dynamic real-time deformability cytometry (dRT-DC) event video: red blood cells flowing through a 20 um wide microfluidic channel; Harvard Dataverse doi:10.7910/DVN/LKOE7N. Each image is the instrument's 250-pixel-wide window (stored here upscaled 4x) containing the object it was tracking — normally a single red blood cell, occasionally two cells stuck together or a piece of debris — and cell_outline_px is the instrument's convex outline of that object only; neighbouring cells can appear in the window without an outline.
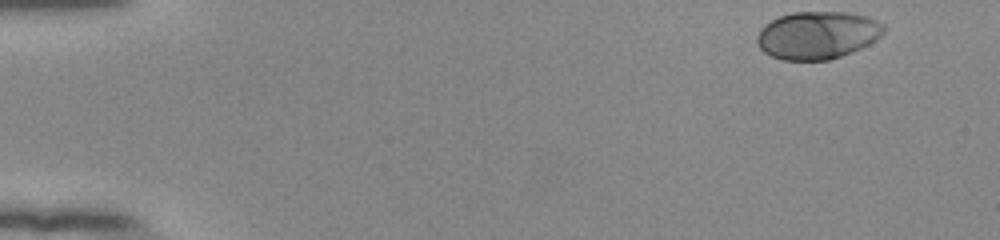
{"species": "human", "species_latin": "Homo sapiens", "temperature_condition": "room temperature", "stored_images_in_passage": 50, "camera_frame_rate_fps": 3000, "um_per_image_px": 0.085, "donor": {"sex": "female"}, "frame": {"image": 1, "passage_image": 1, "time_ms": 0.0, "image_size_px": [1000, 240], "cell_outline_px": [[888, 28], [876, 40], [860, 48], [840, 56], [828, 60], [780, 60], [764, 52], [760, 48], [756, 40], [756, 36], [760, 28], [764, 24], [780, 16], [792, 12], [848, 12], [868, 16], [884, 24]], "centroid_in_image_um": [69.48, 2.98], "position_along_channel_um": 15.5, "area_um2": 35.43}}
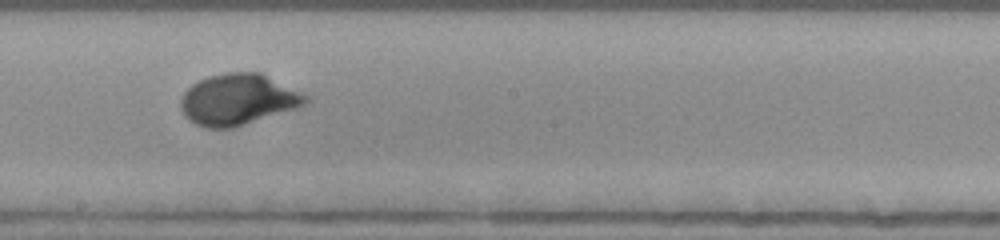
{"frame": {"image": 2, "passage_image": 28, "time_ms": 9.0, "image_size_px": [1000, 240], "cell_outline_px": [[312, 100], [308, 104], [296, 108], [232, 128], [204, 128], [188, 120], [184, 116], [180, 108], [180, 100], [184, 92], [192, 84], [208, 76], [224, 72], [260, 72], [308, 96]], "centroid_in_image_um": [20.21, 8.46], "position_along_channel_um": 228.0, "area_um2": 37.22}}
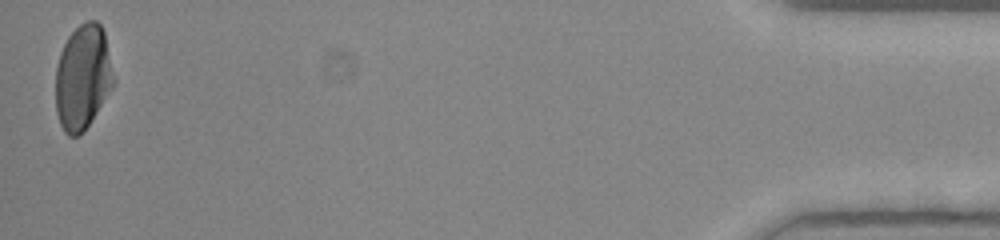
{"frame": {"image": 3, "passage_image": 50, "time_ms": 16.333, "image_size_px": [1000, 240], "cell_outline_px": [[116, 80], [112, 88], [88, 124], [76, 136], [68, 136], [64, 132], [60, 124], [56, 112], [56, 68], [60, 52], [68, 36], [84, 20], [96, 20], [100, 24], [104, 32]], "centroid_in_image_um": [7.04, 6.53], "position_along_channel_um": 428.2, "area_um2": 35.37}, "authors_computed_cell_mechanics": {"area_um2": 35.2291, "velocity_mm_per_s": 3.8693, "shape_relaxation_time_tau1_ms": 3.0288, "shape_relaxation_time_tau2_ms": null, "deformation_change_tau1": 0.168, "deformation_change_tau2": null}}